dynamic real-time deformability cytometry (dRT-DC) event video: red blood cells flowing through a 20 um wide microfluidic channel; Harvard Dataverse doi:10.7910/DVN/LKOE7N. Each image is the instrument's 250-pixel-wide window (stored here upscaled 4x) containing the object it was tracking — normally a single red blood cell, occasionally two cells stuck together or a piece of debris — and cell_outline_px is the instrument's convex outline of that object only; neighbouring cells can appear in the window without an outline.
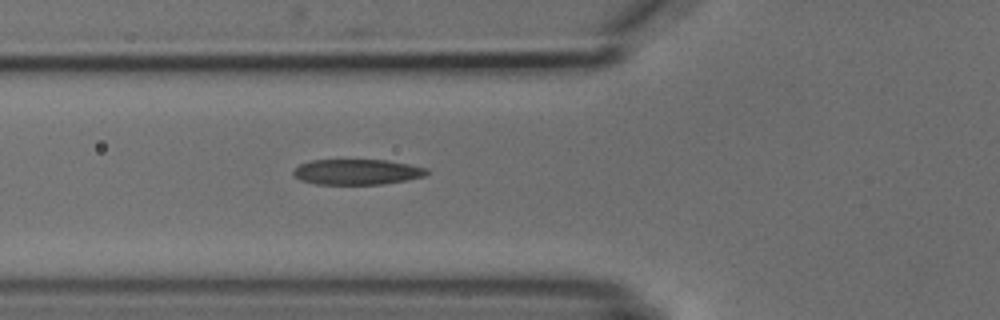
{"species": "common noctule bat (a hibernating species)", "species_latin": "Nyctalus noctula", "temperature_condition": "cold", "stored_images_in_passage": 6, "camera_frame_rate_fps": 3000, "um_per_image_px": 0.085, "animal": {"sex": "male", "body_mass_g": 18.8}, "frame": {"image": 1, "passage_image": 6, "time_ms": 5.667, "image_size_px": [1000, 320], "cell_outline_px": [[428, 172], [424, 176], [408, 180], [380, 184], [316, 184], [300, 180], [292, 172], [300, 164], [312, 160], [388, 160], [428, 168]], "centroid_in_image_um": [30.36, 14.61], "position_along_channel_um": 95.4, "area_um2": 19.71}}